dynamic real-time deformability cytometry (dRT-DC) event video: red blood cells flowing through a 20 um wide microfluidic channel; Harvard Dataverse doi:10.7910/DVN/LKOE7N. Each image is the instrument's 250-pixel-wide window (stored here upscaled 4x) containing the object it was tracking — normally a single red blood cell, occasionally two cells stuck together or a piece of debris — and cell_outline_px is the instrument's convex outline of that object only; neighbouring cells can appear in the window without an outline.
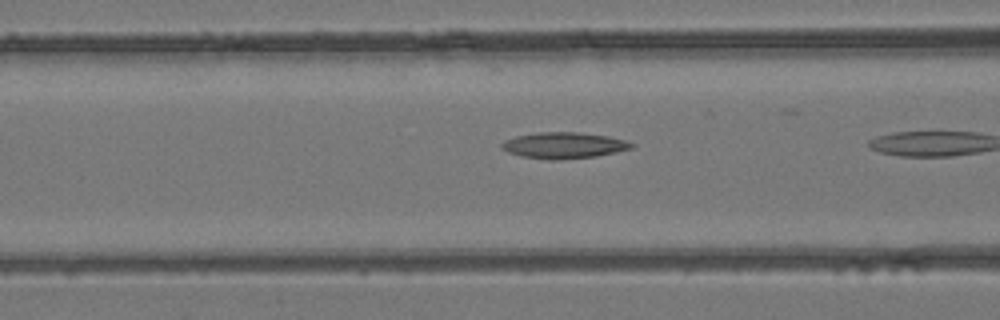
{"species": "common noctule bat (a hibernating species)", "species_latin": "Nyctalus noctula", "temperature_condition": "room temperature", "stored_images_in_passage": 11, "camera_frame_rate_fps": 3000, "um_per_image_px": 0.085, "animal": {"sex": "female", "body_mass_g": 24.6, "forearm_length_mm": 56.2}, "frame": {"image": 1, "passage_image": 10, "time_ms": 3.0, "image_size_px": [1000, 320], "cell_outline_px": [[636, 144], [632, 148], [616, 152], [596, 156], [560, 160], [548, 160], [520, 156], [508, 152], [500, 148], [500, 144], [504, 140], [516, 136], [536, 132], [580, 132], [608, 136], [624, 140]], "centroid_in_image_um": [47.89, 12.36], "position_along_channel_um": 118.7, "area_um2": 20.0}}